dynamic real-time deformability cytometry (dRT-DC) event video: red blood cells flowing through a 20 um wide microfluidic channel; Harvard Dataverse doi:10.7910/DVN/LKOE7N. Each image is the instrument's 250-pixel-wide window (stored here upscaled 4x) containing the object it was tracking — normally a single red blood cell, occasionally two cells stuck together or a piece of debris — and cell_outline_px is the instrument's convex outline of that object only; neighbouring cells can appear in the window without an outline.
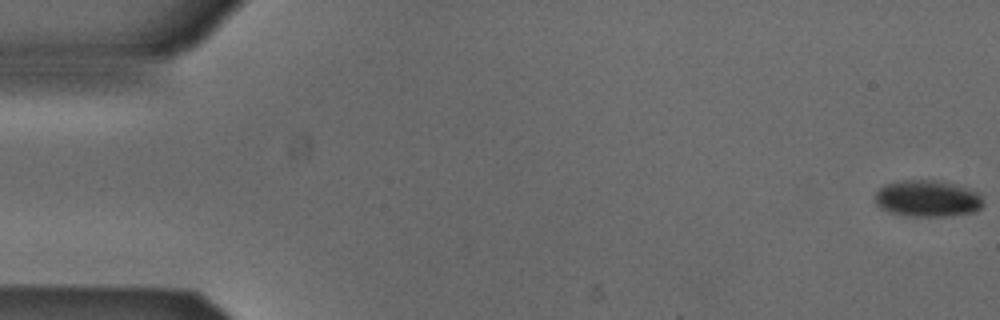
{"species": "Egyptian fruit bat (a non-hibernating species)", "species_latin": "Rousettus aegyptiacus", "temperature_condition": "cold", "stored_images_in_passage": 46, "camera_frame_rate_fps": 3000, "um_per_image_px": 0.085, "animal": {"sex": "male"}, "frame": {"image": 1, "passage_image": 1, "time_ms": 0.0, "image_size_px": [1000, 320], "cell_outline_px": [[984, 204], [980, 208], [972, 212], [944, 216], [908, 216], [892, 212], [880, 208], [876, 204], [876, 192], [884, 184], [900, 180], [940, 180], [980, 192], [984, 200]], "centroid_in_image_um": [78.85, 16.86], "position_along_channel_um": 6.1, "area_um2": 23.12}}
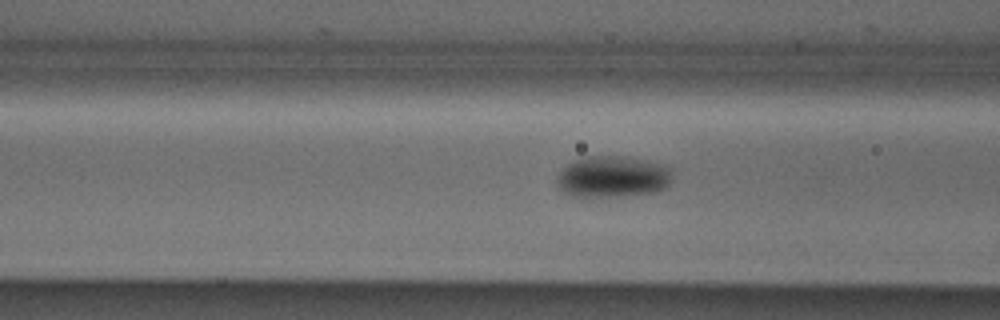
{"frame": {"image": 2, "passage_image": 21, "time_ms": 6.667, "image_size_px": [1000, 320], "cell_outline_px": [[668, 184], [664, 188], [652, 192], [620, 196], [584, 200], [572, 196], [564, 192], [556, 184], [556, 176], [568, 164], [584, 156], [624, 156], [664, 164], [668, 168]], "centroid_in_image_um": [51.96, 15.05], "position_along_channel_um": 114.6, "area_um2": 28.09}}
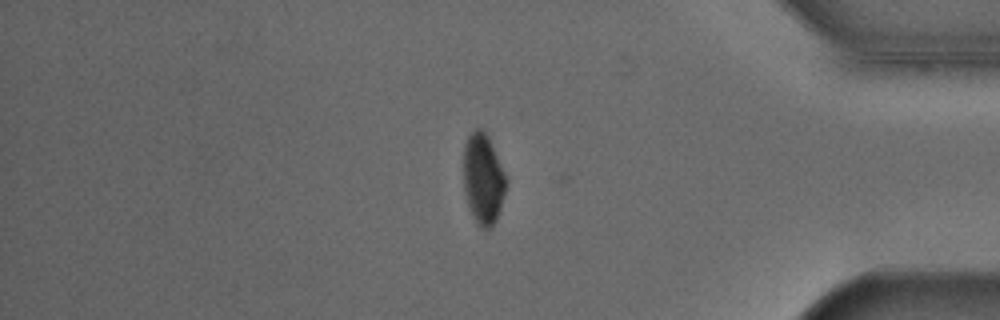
{"frame": {"image": 3, "passage_image": 45, "time_ms": 14.667, "image_size_px": [1000, 320], "cell_outline_px": [[508, 184], [496, 220], [488, 228], [484, 228], [472, 216], [468, 204], [464, 188], [464, 144], [468, 136], [476, 128], [480, 128], [488, 136], [508, 180]], "centroid_in_image_um": [41.08, 15.17], "position_along_channel_um": 394.1, "area_um2": 22.2}, "authors_computed_cell_mechanics": {"area_um2": 25.7499, "velocity_mm_per_s": 3.8762, "shape_relaxation_time_tau1_ms": 2.7603, "shape_relaxation_time_tau2_ms": null, "deformation_change_tau1": 0.0724, "deformation_change_tau2": null}}